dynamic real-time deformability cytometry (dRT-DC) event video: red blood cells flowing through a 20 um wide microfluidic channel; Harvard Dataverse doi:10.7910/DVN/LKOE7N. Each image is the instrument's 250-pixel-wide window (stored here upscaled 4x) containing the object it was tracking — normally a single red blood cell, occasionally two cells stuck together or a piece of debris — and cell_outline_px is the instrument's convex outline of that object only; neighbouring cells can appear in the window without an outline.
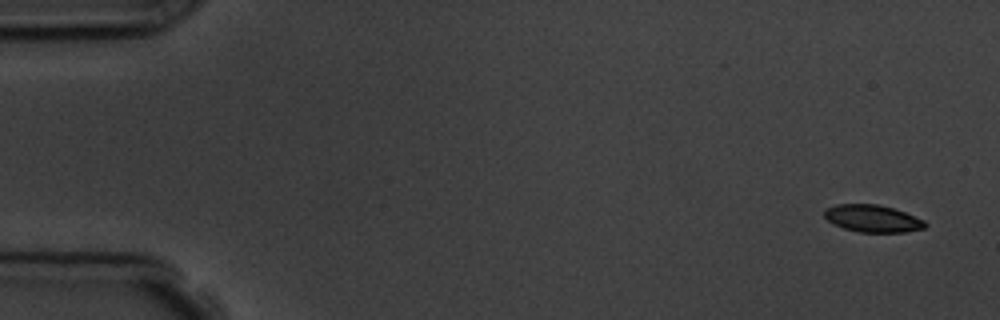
{"species": "common noctule bat (a hibernating species)", "species_latin": "Nyctalus noctula", "temperature_condition": "room temperature", "stored_images_in_passage": 5, "camera_frame_rate_fps": 3000, "um_per_image_px": 0.085, "animal": {"sex": "male", "body_mass_g": 19.5, "forearm_length_mm": 54.6}, "frame": {"image": 1, "passage_image": 1, "time_ms": 0.0, "image_size_px": [1000, 320], "cell_outline_px": [[928, 224], [924, 228], [904, 232], [860, 232], [844, 228], [832, 224], [824, 216], [824, 208], [836, 204], [880, 204], [904, 212], [924, 220]], "centroid_in_image_um": [74.14, 18.56], "position_along_channel_um": 10.9, "area_um2": 16.01}}
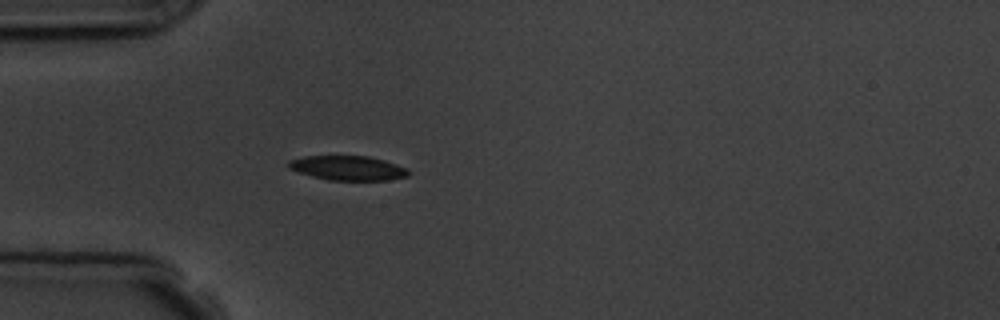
{"frame": {"image": 2, "passage_image": 5, "time_ms": 4.667, "image_size_px": [1000, 320], "cell_outline_px": [[408, 176], [388, 180], [328, 180], [312, 176], [288, 168], [288, 160], [304, 156], [368, 156], [384, 160], [408, 168]], "centroid_in_image_um": [29.57, 14.28], "position_along_channel_um": 55.4, "area_um2": 17.05}}